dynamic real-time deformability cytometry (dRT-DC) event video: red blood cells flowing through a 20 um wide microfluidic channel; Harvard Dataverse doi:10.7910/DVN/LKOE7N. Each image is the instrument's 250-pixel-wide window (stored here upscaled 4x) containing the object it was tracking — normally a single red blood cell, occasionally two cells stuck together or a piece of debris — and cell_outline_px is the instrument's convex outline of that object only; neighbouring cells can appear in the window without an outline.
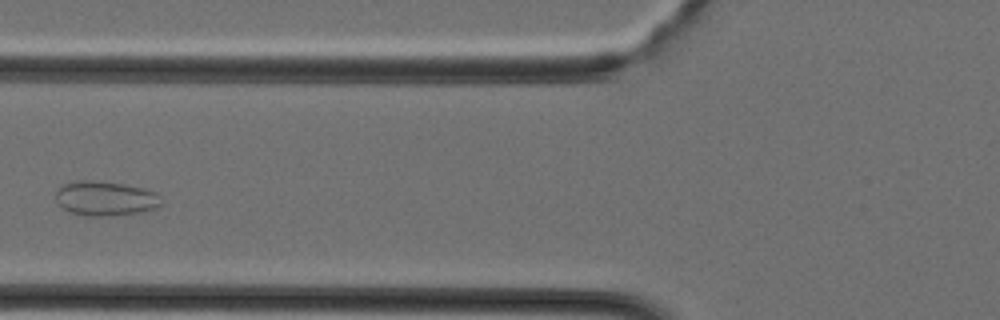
{"species": "Egyptian fruit bat (a non-hibernating species)", "species_latin": "Rousettus aegyptiacus", "temperature_condition": "cold", "stored_images_in_passage": 35, "camera_frame_rate_fps": 3000, "um_per_image_px": 0.085, "animal": {"sex": "female"}, "frame": {"image": 1, "passage_image": 11, "time_ms": 3.333, "image_size_px": [1000, 320], "cell_outline_px": [[160, 208], [140, 212], [108, 216], [88, 216], [72, 212], [64, 208], [56, 200], [56, 192], [64, 184], [84, 180], [92, 180], [124, 184], [156, 192], [160, 196]], "centroid_in_image_um": [8.99, 16.87], "position_along_channel_um": 116.8, "area_um2": 20.98}}